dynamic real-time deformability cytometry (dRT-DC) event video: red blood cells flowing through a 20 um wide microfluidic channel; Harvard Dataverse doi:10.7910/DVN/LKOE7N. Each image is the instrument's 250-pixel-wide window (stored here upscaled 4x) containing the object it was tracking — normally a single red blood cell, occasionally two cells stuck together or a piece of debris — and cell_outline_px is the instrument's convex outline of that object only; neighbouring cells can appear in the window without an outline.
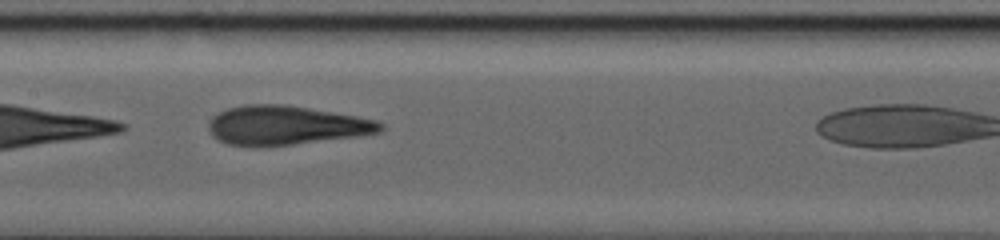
{"species": "human", "species_latin": "Homo sapiens", "temperature_condition": "warm", "stored_images_in_passage": 41, "camera_frame_rate_fps": 3000, "um_per_image_px": 0.085, "donor": {"sex": "male"}, "frame": {"image": 1, "passage_image": 21, "time_ms": 4.667, "image_size_px": [1000, 240], "cell_outline_px": [[384, 128], [380, 132], [360, 136], [260, 148], [252, 148], [228, 144], [212, 136], [208, 128], [208, 124], [212, 116], [216, 112], [228, 108], [244, 104], [284, 104], [356, 116], [376, 120], [384, 124]], "centroid_in_image_um": [24.26, 10.67], "position_along_channel_um": 183.1, "area_um2": 39.65}}